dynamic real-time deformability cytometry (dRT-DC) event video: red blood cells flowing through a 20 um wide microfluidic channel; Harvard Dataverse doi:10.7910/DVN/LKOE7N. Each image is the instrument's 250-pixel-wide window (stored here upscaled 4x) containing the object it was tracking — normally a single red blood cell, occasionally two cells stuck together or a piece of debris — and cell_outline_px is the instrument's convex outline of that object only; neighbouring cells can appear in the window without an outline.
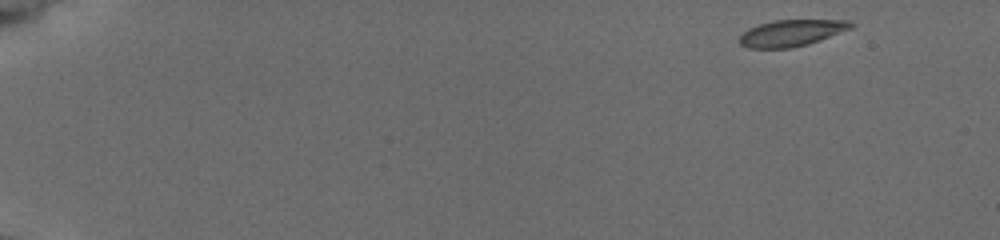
{"species": "common noctule bat (a hibernating species)", "species_latin": "Nyctalus noctula", "temperature_condition": "cold", "stored_images_in_passage": 52, "camera_frame_rate_fps": 3000, "um_per_image_px": 0.085, "animal": {"sex": "female", "body_mass_g": 19.5, "forearm_length_mm": 54.1}, "frame": {"image": 1, "passage_image": 1, "time_ms": 0.0, "image_size_px": [1000, 240], "cell_outline_px": [[856, 24], [852, 28], [820, 40], [808, 44], [792, 48], [748, 48], [740, 44], [740, 36], [748, 28], [772, 20], [848, 20]], "centroid_in_image_um": [67.29, 2.8], "position_along_channel_um": 17.7, "area_um2": 17.22}}
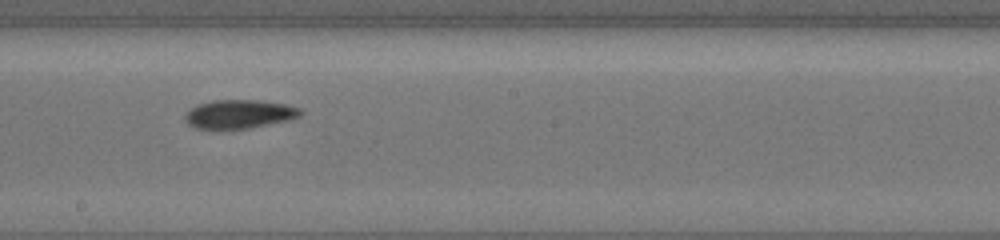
{"frame": {"image": 2, "passage_image": 30, "time_ms": 9.667, "image_size_px": [1000, 240], "cell_outline_px": [[304, 112], [300, 116], [288, 120], [248, 128], [196, 128], [188, 124], [184, 120], [184, 116], [196, 104], [212, 100], [260, 100], [284, 104], [300, 108]], "centroid_in_image_um": [20.34, 9.68], "position_along_channel_um": 227.9, "area_um2": 19.13}}
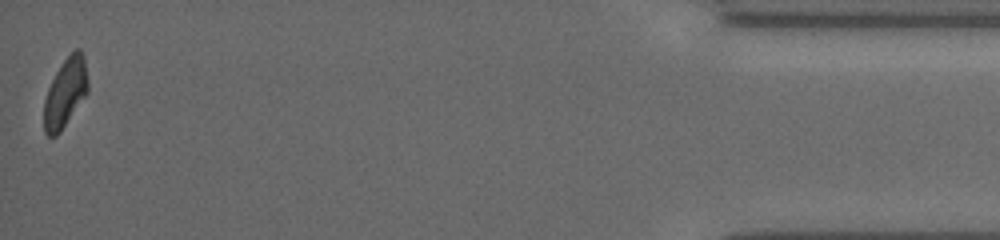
{"frame": {"image": 3, "passage_image": 52, "time_ms": 17.0, "image_size_px": [1000, 240], "cell_outline_px": [[88, 92], [60, 132], [56, 136], [48, 136], [44, 132], [44, 100], [48, 88], [56, 72], [64, 60], [76, 48], [80, 48], [84, 56], [88, 80]], "centroid_in_image_um": [5.56, 7.88], "position_along_channel_um": 429.6, "area_um2": 17.57}, "authors_computed_cell_mechanics": {"area_um2": 18.4382, "velocity_mm_per_s": 3.7624, "shape_relaxation_time_tau1_ms": 4.9833, "shape_relaxation_time_tau2_ms": null, "deformation_change_tau1": 0.1489, "deformation_change_tau2": null}}